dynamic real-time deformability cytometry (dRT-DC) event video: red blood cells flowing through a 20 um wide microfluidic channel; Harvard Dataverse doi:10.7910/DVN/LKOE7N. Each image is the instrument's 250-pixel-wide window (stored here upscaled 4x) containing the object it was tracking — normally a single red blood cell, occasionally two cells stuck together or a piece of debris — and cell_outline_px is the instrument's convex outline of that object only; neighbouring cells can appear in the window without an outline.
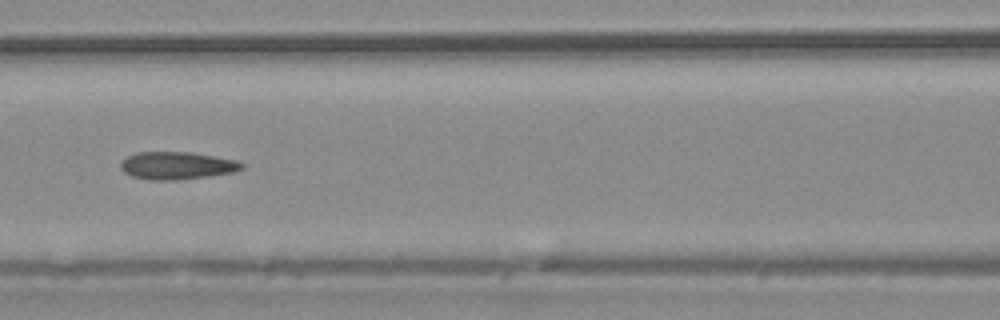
{"species": "common noctule bat (a hibernating species)", "species_latin": "Nyctalus noctula", "temperature_condition": "warm", "stored_images_in_passage": 6, "camera_frame_rate_fps": 3000, "um_per_image_px": 0.085, "animal": {"sex": "male", "body_mass_g": 20.4}, "frame": {"image": 1, "passage_image": 6, "time_ms": 1.667, "image_size_px": [1000, 320], "cell_outline_px": [[244, 168], [232, 172], [208, 176], [176, 180], [148, 180], [132, 176], [124, 172], [120, 168], [120, 164], [128, 156], [136, 152], [192, 152], [236, 160], [244, 164]], "centroid_in_image_um": [15.03, 14.07], "position_along_channel_um": 151.6, "area_um2": 19.42}}